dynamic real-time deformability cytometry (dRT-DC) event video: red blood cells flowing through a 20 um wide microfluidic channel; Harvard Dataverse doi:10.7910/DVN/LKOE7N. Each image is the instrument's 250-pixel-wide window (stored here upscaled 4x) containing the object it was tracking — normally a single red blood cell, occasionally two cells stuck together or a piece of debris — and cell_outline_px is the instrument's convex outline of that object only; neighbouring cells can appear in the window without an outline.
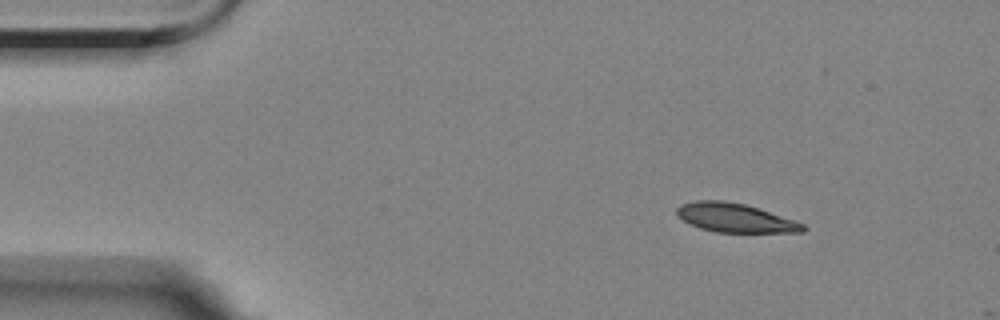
{"species": "Egyptian fruit bat (a non-hibernating species)", "species_latin": "Rousettus aegyptiacus", "temperature_condition": "room temperature", "stored_images_in_passage": 2, "camera_frame_rate_fps": 3000, "um_per_image_px": 0.085, "animal": {"sex": "female"}, "frame": {"image": 1, "passage_image": 1, "time_ms": 0.0, "image_size_px": [1000, 320], "cell_outline_px": [[808, 228], [804, 232], [716, 232], [700, 228], [688, 224], [676, 212], [676, 208], [680, 204], [696, 200], [724, 200], [744, 204], [796, 220], [804, 224]], "centroid_in_image_um": [62.49, 18.51], "position_along_channel_um": 22.5, "area_um2": 21.27}}